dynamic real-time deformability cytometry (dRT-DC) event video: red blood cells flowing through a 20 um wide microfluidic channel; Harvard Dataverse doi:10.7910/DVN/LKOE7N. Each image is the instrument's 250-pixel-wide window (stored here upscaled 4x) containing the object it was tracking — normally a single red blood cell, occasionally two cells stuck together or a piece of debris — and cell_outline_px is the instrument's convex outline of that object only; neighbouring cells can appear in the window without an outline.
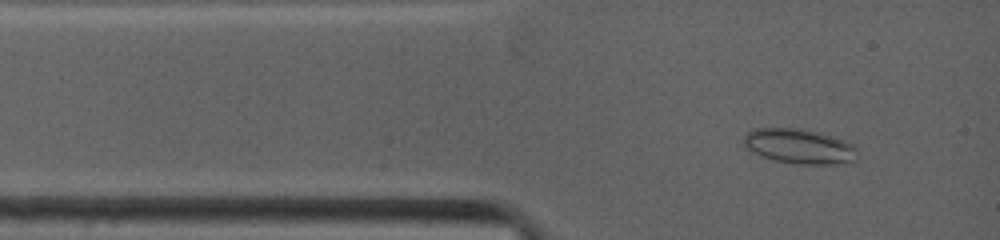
{"species": "common noctule bat (a hibernating species)", "species_latin": "Nyctalus noctula", "temperature_condition": "warm", "stored_images_in_passage": 6, "camera_frame_rate_fps": 4500, "um_per_image_px": 0.085, "animal": {"sex": "female", "body_mass_g": 19.0, "forearm_length_mm": 53.3}, "frame": {"image": 1, "passage_image": 2, "time_ms": 0.889, "image_size_px": [1000, 240], "cell_outline_px": [[856, 148], [852, 160], [836, 164], [800, 164], [776, 160], [752, 152], [744, 144], [744, 136], [748, 132], [756, 128], [800, 128], [832, 136], [844, 140], [852, 144]], "centroid_in_image_um": [67.91, 12.42], "position_along_channel_um": 17.1, "area_um2": 22.54}}
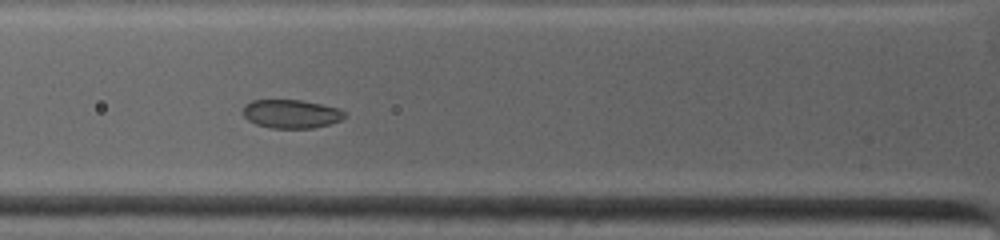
{"frame": {"image": 2, "passage_image": 5, "time_ms": 3.556, "image_size_px": [1000, 240], "cell_outline_px": [[348, 116], [340, 120], [328, 124], [312, 128], [272, 128], [256, 124], [248, 120], [244, 116], [244, 104], [252, 100], [300, 100], [340, 108]], "centroid_in_image_um": [24.76, 9.67], "position_along_channel_um": 101.0, "area_um2": 16.88}}
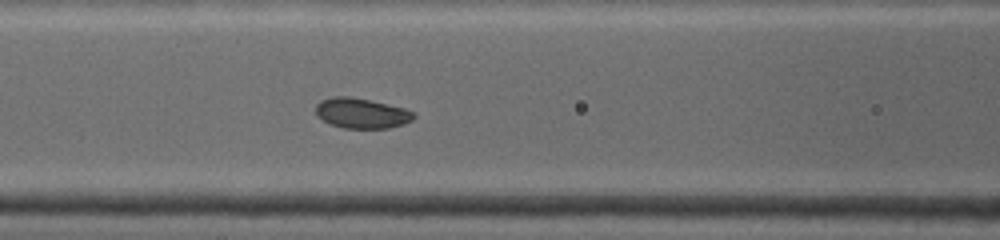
{"frame": {"image": 3, "passage_image": 6, "time_ms": 4.444, "image_size_px": [1000, 240], "cell_outline_px": [[416, 116], [412, 120], [404, 124], [388, 128], [344, 128], [332, 124], [316, 116], [316, 104], [320, 100], [332, 96], [348, 96], [368, 100], [404, 108], [416, 112]], "centroid_in_image_um": [30.74, 9.62], "position_along_channel_um": 135.9, "area_um2": 17.22}}